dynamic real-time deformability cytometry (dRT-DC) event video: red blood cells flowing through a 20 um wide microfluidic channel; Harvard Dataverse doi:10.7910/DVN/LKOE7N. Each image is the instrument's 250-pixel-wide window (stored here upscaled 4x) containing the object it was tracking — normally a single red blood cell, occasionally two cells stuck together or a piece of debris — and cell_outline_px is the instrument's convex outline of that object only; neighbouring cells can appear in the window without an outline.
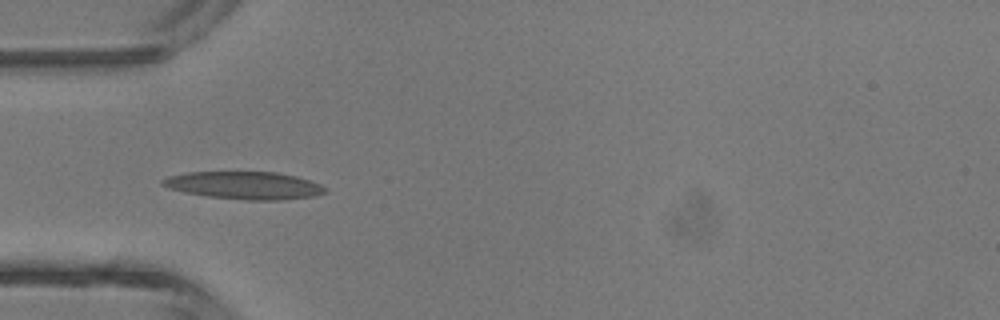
{"species": "common noctule bat (a hibernating species)", "species_latin": "Nyctalus noctula", "temperature_condition": "room temperature", "stored_images_in_passage": 5, "camera_frame_rate_fps": 3000, "um_per_image_px": 0.085, "animal": {"sex": "male", "body_mass_g": 13.3}, "frame": {"image": 1, "passage_image": 4, "time_ms": 4.333, "image_size_px": [1000, 320], "cell_outline_px": [[328, 192], [316, 196], [280, 200], [248, 200], [208, 196], [184, 192], [168, 188], [160, 184], [160, 180], [168, 176], [188, 172], [276, 172], [296, 176], [320, 184], [328, 188]], "centroid_in_image_um": [20.79, 15.76], "position_along_channel_um": 64.2, "area_um2": 26.24}}
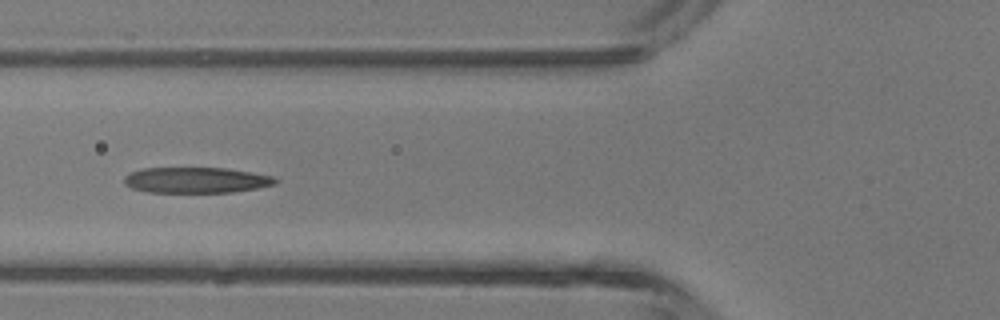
{"frame": {"image": 2, "passage_image": 5, "time_ms": 5.333, "image_size_px": [1000, 320], "cell_outline_px": [[280, 180], [276, 184], [256, 188], [232, 192], [148, 192], [132, 188], [124, 184], [124, 176], [132, 172], [144, 168], [228, 168], [252, 172], [272, 176]], "centroid_in_image_um": [16.69, 15.31], "position_along_channel_um": 109.1, "area_um2": 22.66}}